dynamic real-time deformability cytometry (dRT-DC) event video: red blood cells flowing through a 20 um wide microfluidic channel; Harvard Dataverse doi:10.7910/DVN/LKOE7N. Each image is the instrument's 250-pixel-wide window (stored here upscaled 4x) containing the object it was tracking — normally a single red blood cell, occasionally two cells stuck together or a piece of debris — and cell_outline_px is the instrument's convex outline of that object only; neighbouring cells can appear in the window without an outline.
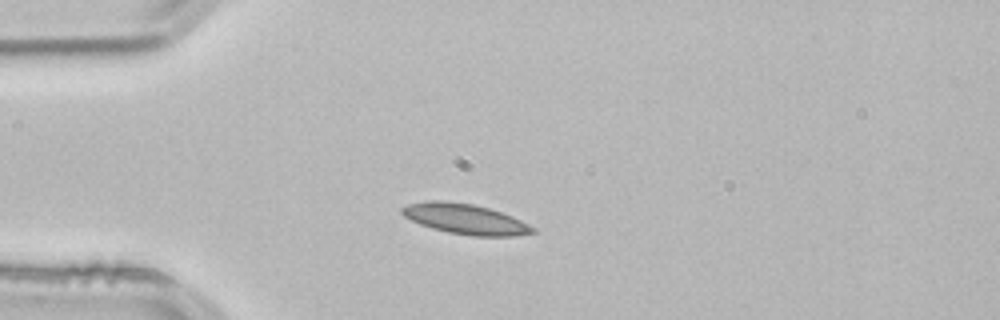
{"species": "common noctule bat (a hibernating species)", "species_latin": "Nyctalus noctula", "temperature_condition": "room temperature", "stored_images_in_passage": 34, "camera_frame_rate_fps": 3000, "um_per_image_px": 0.085, "animal": {"sex": "male", "body_mass_g": 21.5, "forearm_length_mm": 52.0}, "frame": {"image": 1, "passage_image": 1, "time_ms": 0.0, "image_size_px": [1000, 320], "cell_outline_px": [[536, 232], [516, 236], [472, 236], [448, 232], [432, 228], [420, 224], [404, 216], [400, 212], [400, 208], [408, 204], [432, 200], [444, 200], [472, 204], [488, 208], [512, 216], [536, 228]], "centroid_in_image_um": [39.55, 18.62], "position_along_channel_um": 45.5, "area_um2": 23.0}}
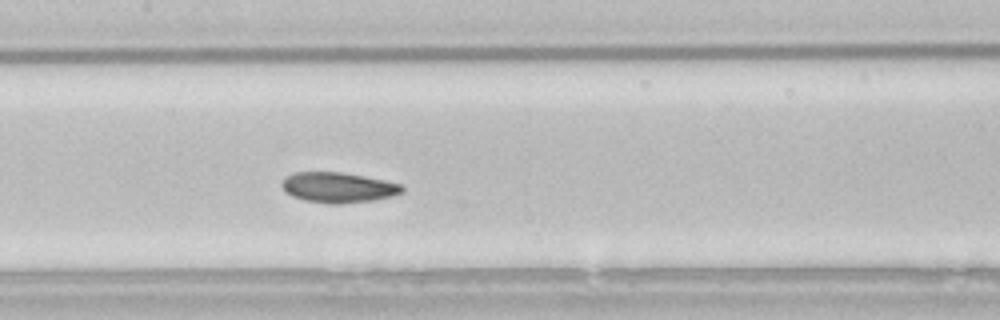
{"frame": {"image": 2, "passage_image": 13, "time_ms": 4.0, "image_size_px": [1000, 320], "cell_outline_px": [[404, 192], [392, 196], [376, 200], [340, 204], [332, 204], [304, 200], [292, 196], [284, 192], [280, 184], [288, 176], [296, 172], [340, 172], [364, 176], [384, 180], [400, 184], [404, 188]], "centroid_in_image_um": [28.75, 15.94], "position_along_channel_um": 178.6, "area_um2": 21.27}}
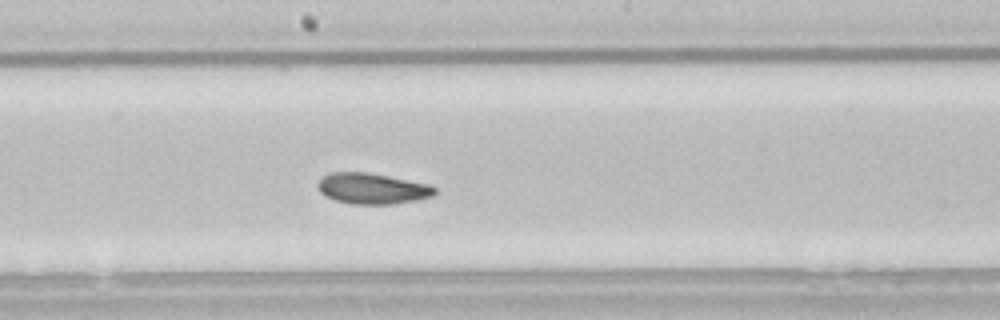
{"frame": {"image": 3, "passage_image": 16, "time_ms": 5.0, "image_size_px": [1000, 320], "cell_outline_px": [[436, 192], [432, 196], [420, 200], [392, 204], [352, 204], [336, 200], [320, 192], [316, 184], [328, 172], [368, 172], [428, 184], [436, 188]], "centroid_in_image_um": [31.65, 16.02], "position_along_channel_um": 216.5, "area_um2": 20.98}, "authors_computed_cell_mechanics": {"area_um2": 20.8947, "velocity_mm_per_s": 3.7974, "shape_relaxation_time_tau1_ms": 5.0731, "shape_relaxation_time_tau2_ms": 10.0658, "deformation_change_tau1": 0.1047, "deformation_change_tau2": 0.1474}}